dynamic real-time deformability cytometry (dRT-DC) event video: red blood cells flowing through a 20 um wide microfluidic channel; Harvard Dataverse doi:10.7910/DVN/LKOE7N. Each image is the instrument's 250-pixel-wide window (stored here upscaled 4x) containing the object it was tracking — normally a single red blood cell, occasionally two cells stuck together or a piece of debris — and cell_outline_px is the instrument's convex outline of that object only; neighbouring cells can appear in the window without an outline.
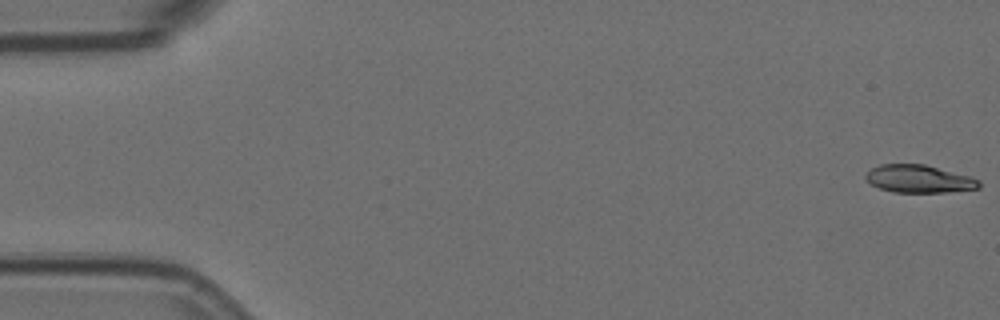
{"species": "Egyptian fruit bat (a non-hibernating species)", "species_latin": "Rousettus aegyptiacus", "temperature_condition": "room temperature", "stored_images_in_passage": 20, "camera_frame_rate_fps": 3000, "um_per_image_px": 0.085, "animal": {"sex": "female"}, "frame": {"image": 1, "passage_image": 1, "time_ms": 0.0, "image_size_px": [1000, 320], "cell_outline_px": [[980, 188], [944, 192], [892, 192], [880, 188], [872, 184], [864, 176], [872, 168], [880, 164], [924, 164], [972, 176], [980, 180]], "centroid_in_image_um": [78.15, 15.2], "position_along_channel_um": 6.9, "area_um2": 18.26}}